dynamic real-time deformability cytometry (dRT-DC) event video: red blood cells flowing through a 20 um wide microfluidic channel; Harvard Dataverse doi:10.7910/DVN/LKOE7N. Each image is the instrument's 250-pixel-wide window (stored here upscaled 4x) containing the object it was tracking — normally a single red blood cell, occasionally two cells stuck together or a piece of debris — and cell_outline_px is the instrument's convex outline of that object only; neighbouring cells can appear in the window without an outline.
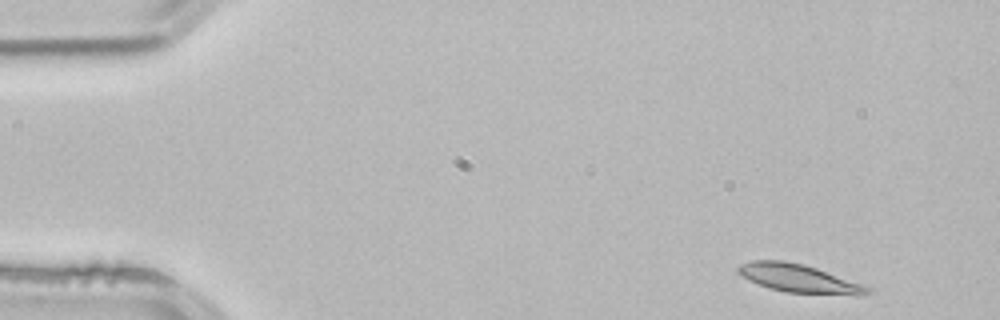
{"species": "common noctule bat (a hibernating species)", "species_latin": "Nyctalus noctula", "temperature_condition": "room temperature", "stored_images_in_passage": 4, "camera_frame_rate_fps": 3000, "um_per_image_px": 0.085, "animal": {"sex": "male", "body_mass_g": 21.5, "forearm_length_mm": 52.0}, "frame": {"image": 1, "passage_image": 1, "time_ms": 0.0, "image_size_px": [1000, 320], "cell_outline_px": [[872, 292], [860, 296], [856, 296], [784, 292], [768, 288], [748, 280], [736, 272], [736, 268], [740, 264], [752, 260], [784, 260], [804, 264], [816, 268], [868, 288]], "centroid_in_image_um": [67.81, 23.67], "position_along_channel_um": 17.2, "area_um2": 21.21}}
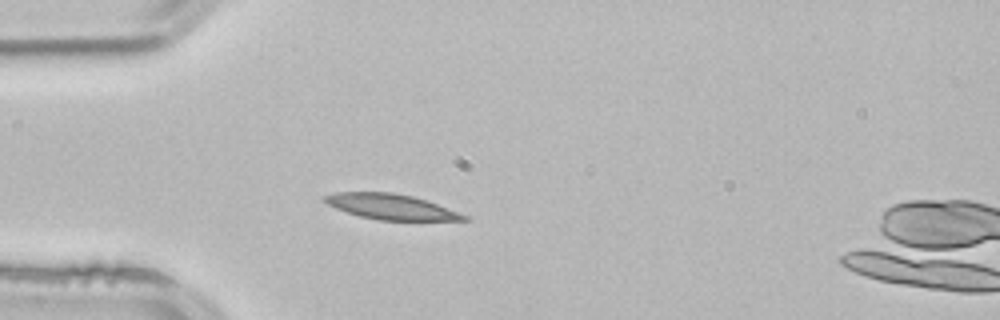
{"frame": {"image": 2, "passage_image": 3, "time_ms": 0.667, "image_size_px": [1000, 320], "cell_outline_px": [[468, 220], [380, 220], [360, 216], [336, 208], [320, 200], [320, 196], [336, 192], [392, 192], [412, 196], [436, 204], [468, 216]], "centroid_in_image_um": [33.14, 17.56], "position_along_channel_um": 51.9, "area_um2": 20.35}}